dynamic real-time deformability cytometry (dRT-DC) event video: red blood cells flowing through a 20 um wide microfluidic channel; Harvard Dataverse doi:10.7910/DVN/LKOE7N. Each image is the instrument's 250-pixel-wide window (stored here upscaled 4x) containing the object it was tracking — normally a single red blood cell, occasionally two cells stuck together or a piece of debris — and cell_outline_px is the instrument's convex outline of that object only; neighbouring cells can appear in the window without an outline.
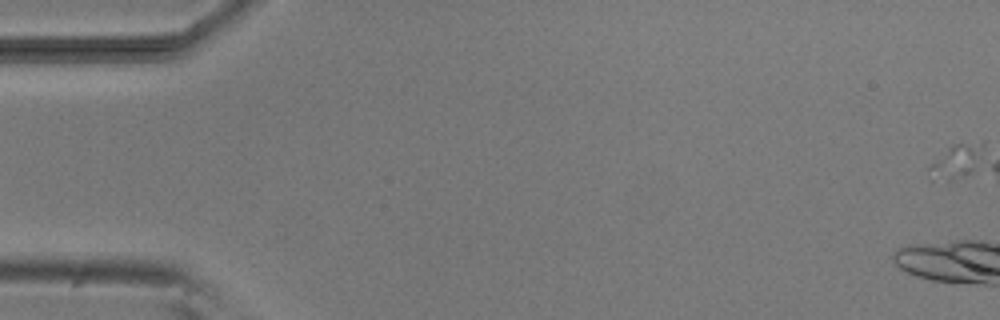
{"species": "common noctule bat (a hibernating species)", "species_latin": "Nyctalus noctula", "temperature_condition": "room temperature", "stored_images_in_passage": 7, "camera_frame_rate_fps": 3000, "um_per_image_px": 0.085, "animal": {"sex": "male", "body_mass_g": 20.5, "forearm_length_mm": 52.5}, "frame": {"image": 1, "passage_image": 1, "time_ms": 0.0, "image_size_px": [1000, 320], "cell_outline_px": [[984, 144], [980, 168], [972, 172], [952, 180], [928, 180], [928, 168], [952, 144], [984, 140]], "centroid_in_image_um": [81.37, 13.71], "position_along_channel_um": 3.6, "area_um2": 11.1}}
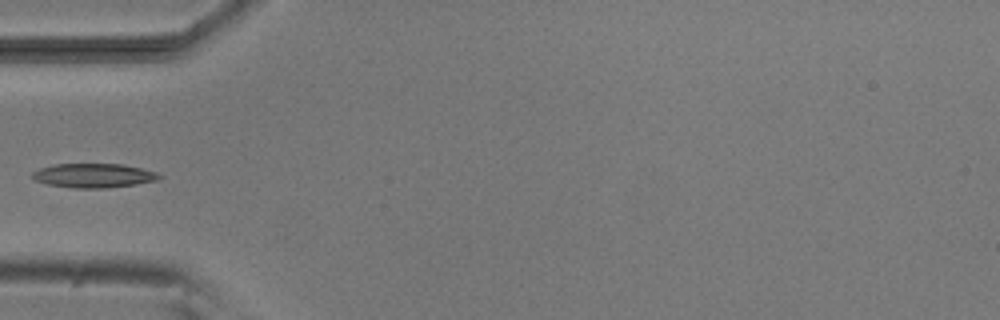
{"frame": {"image": 2, "passage_image": 7, "time_ms": 6.667, "image_size_px": [1000, 320], "cell_outline_px": [[164, 176], [160, 180], [136, 184], [104, 188], [76, 188], [48, 184], [36, 180], [32, 176], [32, 172], [40, 168], [56, 164], [124, 164], [156, 172]], "centroid_in_image_um": [8.01, 14.92], "position_along_channel_um": 77.0, "area_um2": 17.8}}